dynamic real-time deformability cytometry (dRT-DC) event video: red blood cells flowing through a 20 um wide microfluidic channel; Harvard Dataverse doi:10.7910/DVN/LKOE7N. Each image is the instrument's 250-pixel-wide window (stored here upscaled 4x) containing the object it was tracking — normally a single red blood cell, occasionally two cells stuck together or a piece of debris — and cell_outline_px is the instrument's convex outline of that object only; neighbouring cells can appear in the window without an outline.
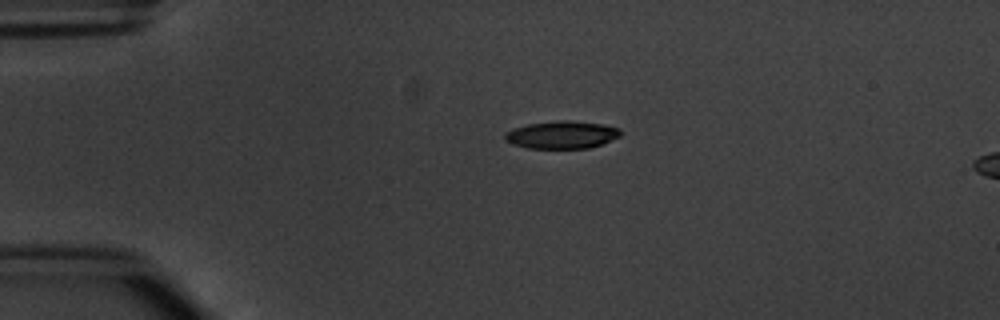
{"species": "common noctule bat (a hibernating species)", "species_latin": "Nyctalus noctula", "temperature_condition": "warm", "stored_images_in_passage": 2, "camera_frame_rate_fps": 3000, "um_per_image_px": 0.085, "animal": {"sex": "male", "body_mass_g": 20.1, "forearm_length_mm": 53.5}, "frame": {"image": 1, "passage_image": 1, "time_ms": 0.0, "image_size_px": [1000, 320], "cell_outline_px": [[620, 136], [600, 144], [588, 148], [528, 148], [512, 144], [504, 140], [504, 132], [512, 128], [528, 124], [560, 120], [568, 120], [600, 124], [620, 128]], "centroid_in_image_um": [47.69, 11.45], "position_along_channel_um": 37.3, "area_um2": 18.5}}